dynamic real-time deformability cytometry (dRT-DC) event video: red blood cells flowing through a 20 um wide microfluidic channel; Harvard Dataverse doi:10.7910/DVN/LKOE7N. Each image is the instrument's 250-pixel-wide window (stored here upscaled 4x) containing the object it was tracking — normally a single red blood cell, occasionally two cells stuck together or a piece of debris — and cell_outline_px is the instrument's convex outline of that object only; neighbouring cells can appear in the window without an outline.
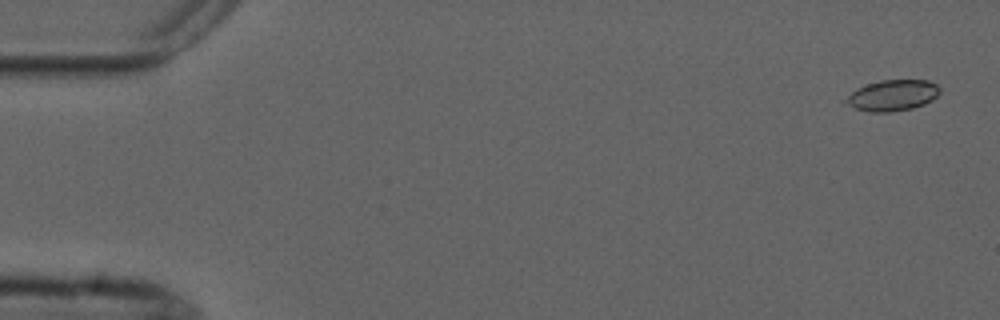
{"species": "common noctule bat (a hibernating species)", "species_latin": "Nyctalus noctula", "temperature_condition": "cold", "stored_images_in_passage": 4, "camera_frame_rate_fps": 3000, "um_per_image_px": 0.085, "animal": {"sex": "male", "forearm_length_mm": 52.5}, "frame": {"image": 1, "passage_image": 1, "time_ms": 0.0, "image_size_px": [1000, 320], "cell_outline_px": [[940, 92], [932, 100], [924, 104], [912, 108], [892, 112], [868, 112], [840, 104], [840, 100], [856, 88], [880, 80], [928, 80], [936, 84], [940, 88]], "centroid_in_image_um": [75.76, 8.12], "position_along_channel_um": 9.2, "area_um2": 17.4}}